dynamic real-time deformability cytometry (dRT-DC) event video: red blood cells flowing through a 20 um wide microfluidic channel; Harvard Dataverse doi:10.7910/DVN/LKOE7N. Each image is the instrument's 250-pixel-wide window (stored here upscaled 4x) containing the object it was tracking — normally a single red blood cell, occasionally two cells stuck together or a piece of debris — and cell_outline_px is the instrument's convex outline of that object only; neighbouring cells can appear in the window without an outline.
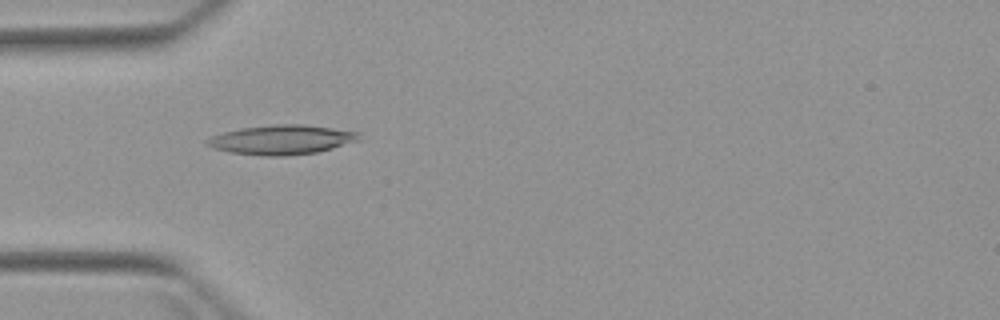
{"species": "Egyptian fruit bat (a non-hibernating species)", "species_latin": "Rousettus aegyptiacus", "temperature_condition": "warm", "stored_images_in_passage": 5, "camera_frame_rate_fps": 3000, "um_per_image_px": 0.085, "animal": {"sex": "female"}, "frame": {"image": 1, "passage_image": 4, "time_ms": 4.333, "image_size_px": [1000, 320], "cell_outline_px": [[360, 132], [356, 140], [332, 148], [316, 152], [284, 156], [264, 156], [232, 152], [212, 148], [204, 144], [204, 140], [212, 136], [224, 132], [240, 128], [276, 124], [304, 124]], "centroid_in_image_um": [23.87, 11.87], "position_along_channel_um": 61.1, "area_um2": 25.84}}
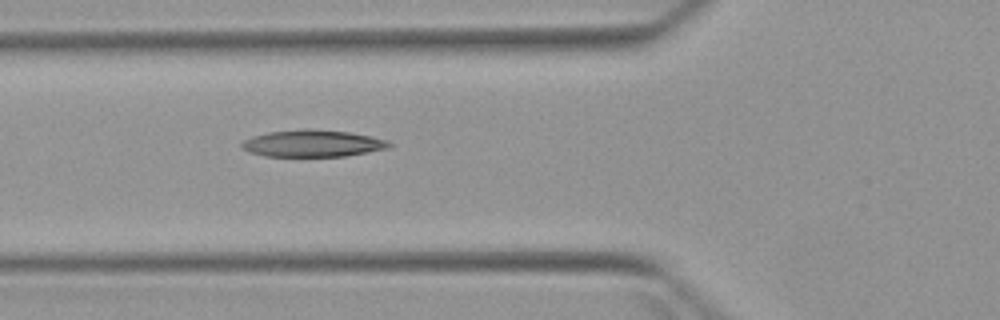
{"frame": {"image": 2, "passage_image": 5, "time_ms": 5.333, "image_size_px": [1000, 320], "cell_outline_px": [[392, 148], [348, 156], [264, 156], [248, 152], [240, 144], [244, 140], [252, 136], [268, 132], [300, 128], [308, 128], [348, 132], [372, 136], [388, 140], [392, 144]], "centroid_in_image_um": [26.62, 12.18], "position_along_channel_um": 99.2, "area_um2": 23.47}}